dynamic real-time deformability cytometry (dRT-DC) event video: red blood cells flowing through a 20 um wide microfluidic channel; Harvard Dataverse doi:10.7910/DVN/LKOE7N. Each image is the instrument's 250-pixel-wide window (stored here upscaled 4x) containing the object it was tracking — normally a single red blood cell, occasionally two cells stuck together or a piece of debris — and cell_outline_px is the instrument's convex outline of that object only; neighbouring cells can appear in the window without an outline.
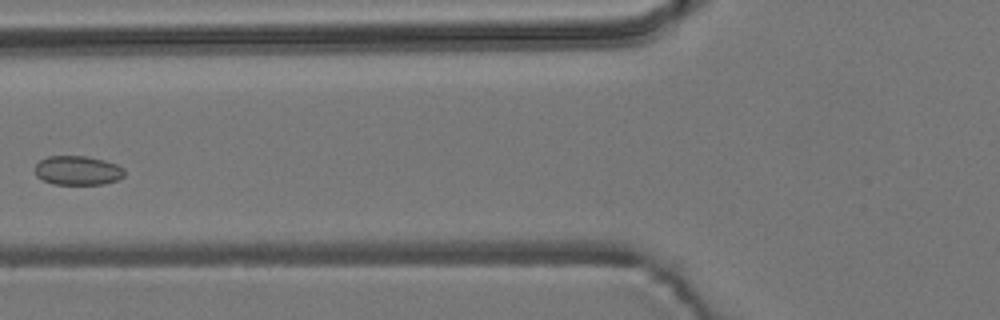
{"species": "common noctule bat (a hibernating species)", "species_latin": "Nyctalus noctula", "temperature_condition": "room temperature", "stored_images_in_passage": 6, "camera_frame_rate_fps": 3000, "um_per_image_px": 0.085, "animal": {"sex": "male", "body_mass_g": 19.2, "forearm_length_mm": 51.8}, "frame": {"image": 1, "passage_image": 6, "time_ms": 1.667, "image_size_px": [1000, 320], "cell_outline_px": [[124, 176], [116, 180], [104, 184], [52, 184], [36, 176], [36, 164], [40, 160], [48, 156], [88, 156], [104, 160], [116, 164], [124, 168]], "centroid_in_image_um": [6.61, 14.48], "position_along_channel_um": 119.2, "area_um2": 15.2}}